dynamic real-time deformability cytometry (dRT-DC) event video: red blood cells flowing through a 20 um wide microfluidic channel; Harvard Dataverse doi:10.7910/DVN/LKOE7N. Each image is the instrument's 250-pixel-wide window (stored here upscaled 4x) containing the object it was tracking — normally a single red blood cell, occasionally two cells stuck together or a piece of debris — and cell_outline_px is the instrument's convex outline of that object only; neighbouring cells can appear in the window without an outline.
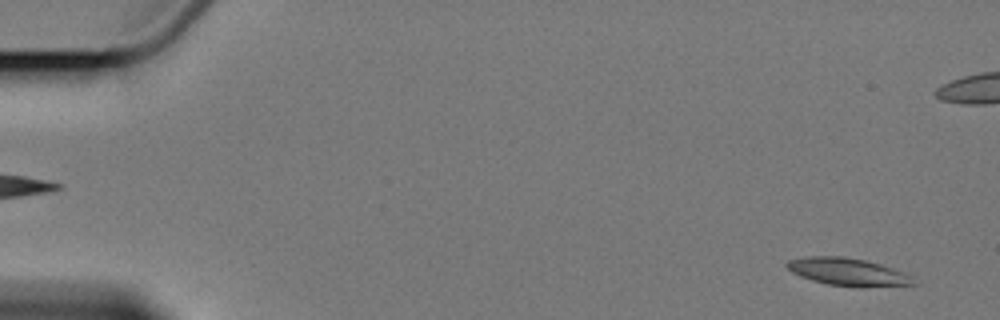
{"species": "Egyptian fruit bat (a non-hibernating species)", "species_latin": "Rousettus aegyptiacus", "temperature_condition": "cold", "stored_images_in_passage": 2, "camera_frame_rate_fps": 3000, "um_per_image_px": 0.085, "animal": {"sex": "female"}, "frame": {"image": 1, "passage_image": 1, "time_ms": 0.0, "image_size_px": [1000, 320], "cell_outline_px": [[920, 284], [828, 284], [812, 280], [800, 276], [792, 272], [784, 264], [788, 260], [804, 256], [844, 256], [864, 260], [880, 264], [904, 272], [912, 276]], "centroid_in_image_um": [71.98, 23.04], "position_along_channel_um": 13.0, "area_um2": 19.36}}